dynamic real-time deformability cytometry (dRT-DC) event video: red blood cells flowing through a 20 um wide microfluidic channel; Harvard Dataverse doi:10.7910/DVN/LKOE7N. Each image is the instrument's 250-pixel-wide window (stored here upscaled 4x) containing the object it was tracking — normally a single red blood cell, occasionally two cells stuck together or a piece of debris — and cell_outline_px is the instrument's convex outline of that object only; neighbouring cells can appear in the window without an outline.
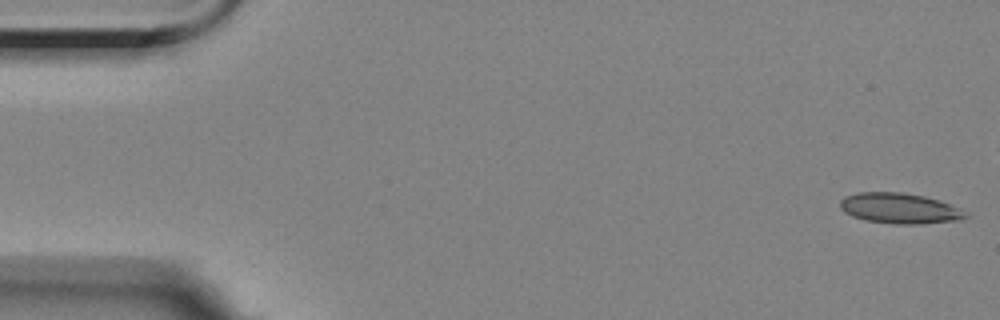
{"species": "Egyptian fruit bat (a non-hibernating species)", "species_latin": "Rousettus aegyptiacus", "temperature_condition": "room temperature", "stored_images_in_passage": 49, "camera_frame_rate_fps": 3000, "um_per_image_px": 0.085, "animal": {"sex": "female"}, "frame": {"image": 1, "passage_image": 1, "time_ms": 0.0, "image_size_px": [1000, 320], "cell_outline_px": [[972, 216], [960, 220], [920, 224], [896, 224], [868, 220], [852, 216], [844, 212], [840, 208], [840, 200], [844, 196], [860, 192], [904, 192], [924, 196], [940, 200], [960, 208], [968, 212]], "centroid_in_image_um": [76.53, 17.7], "position_along_channel_um": 8.5, "area_um2": 22.54}}
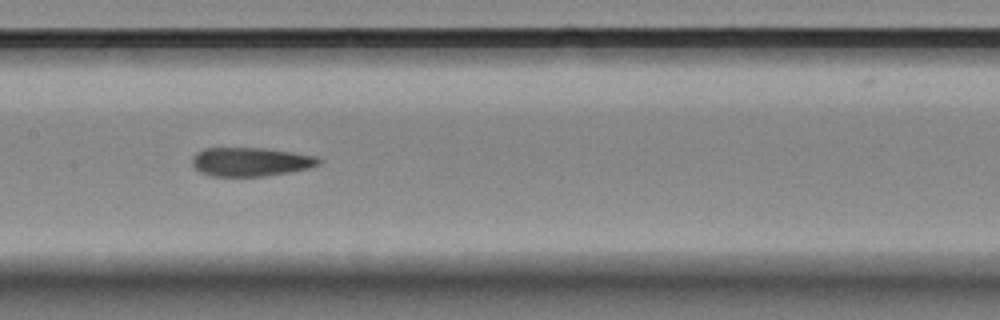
{"frame": {"image": 2, "passage_image": 27, "time_ms": 8.667, "image_size_px": [1000, 320], "cell_outline_px": [[324, 160], [320, 164], [308, 168], [288, 172], [264, 176], [212, 176], [200, 172], [192, 164], [192, 156], [196, 152], [204, 148], [264, 148], [292, 152], [316, 156]], "centroid_in_image_um": [21.3, 13.75], "position_along_channel_um": 186.1, "area_um2": 21.27}}
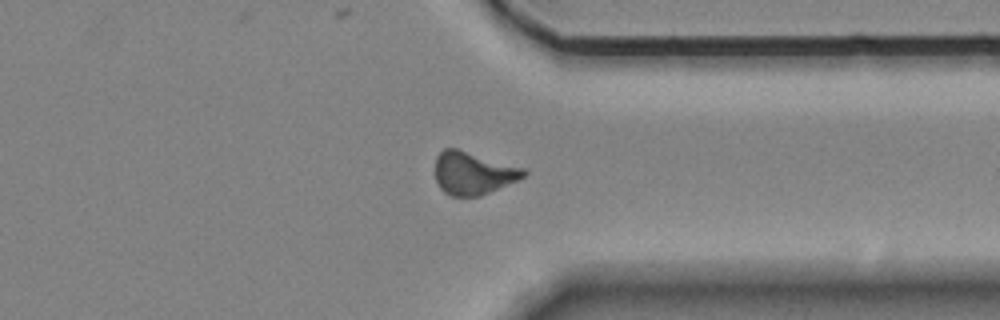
{"frame": {"image": 3, "passage_image": 43, "time_ms": 14.0, "image_size_px": [1000, 320], "cell_outline_px": [[528, 172], [524, 176], [516, 180], [480, 196], [452, 196], [444, 192], [440, 188], [436, 180], [436, 156], [444, 148], [456, 148], [524, 168]], "centroid_in_image_um": [40.19, 14.71], "position_along_channel_um": 371.2, "area_um2": 21.73}}